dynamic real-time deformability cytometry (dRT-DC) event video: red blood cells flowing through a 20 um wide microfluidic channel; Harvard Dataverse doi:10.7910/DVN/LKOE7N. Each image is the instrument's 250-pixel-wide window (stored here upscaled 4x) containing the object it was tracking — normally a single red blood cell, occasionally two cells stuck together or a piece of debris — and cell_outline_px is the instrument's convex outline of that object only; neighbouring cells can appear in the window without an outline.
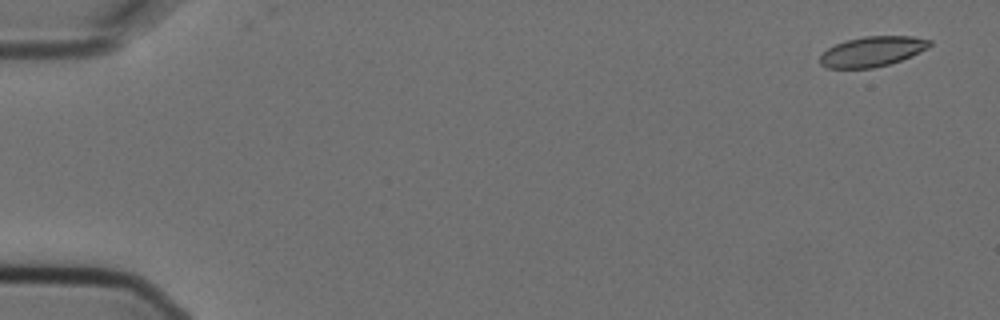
{"species": "Egyptian fruit bat (a non-hibernating species)", "species_latin": "Rousettus aegyptiacus", "temperature_condition": "cold", "stored_images_in_passage": 5, "camera_frame_rate_fps": 3000, "um_per_image_px": 0.085, "animal": {"sex": "female"}, "frame": {"image": 1, "passage_image": 1, "time_ms": 0.0, "image_size_px": [1000, 320], "cell_outline_px": [[932, 44], [928, 48], [900, 60], [888, 64], [872, 68], [828, 68], [820, 64], [820, 56], [828, 48], [836, 44], [848, 40], [864, 36], [912, 36], [932, 40]], "centroid_in_image_um": [74.15, 4.37], "position_along_channel_um": 10.9, "area_um2": 19.02}}
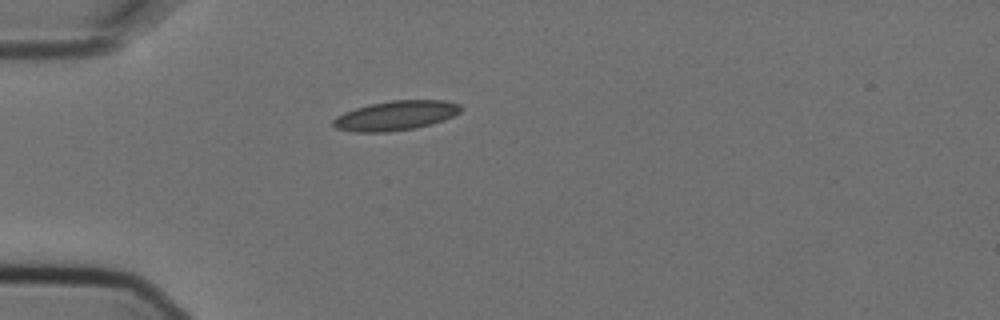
{"frame": {"image": 2, "passage_image": 4, "time_ms": 1.0, "image_size_px": [1000, 320], "cell_outline_px": [[464, 108], [460, 112], [452, 116], [428, 124], [412, 128], [388, 132], [356, 132], [336, 128], [332, 124], [332, 120], [336, 116], [344, 112], [356, 108], [372, 104], [392, 100], [448, 100], [460, 104]], "centroid_in_image_um": [33.63, 9.81], "position_along_channel_um": 51.4, "area_um2": 21.73}}